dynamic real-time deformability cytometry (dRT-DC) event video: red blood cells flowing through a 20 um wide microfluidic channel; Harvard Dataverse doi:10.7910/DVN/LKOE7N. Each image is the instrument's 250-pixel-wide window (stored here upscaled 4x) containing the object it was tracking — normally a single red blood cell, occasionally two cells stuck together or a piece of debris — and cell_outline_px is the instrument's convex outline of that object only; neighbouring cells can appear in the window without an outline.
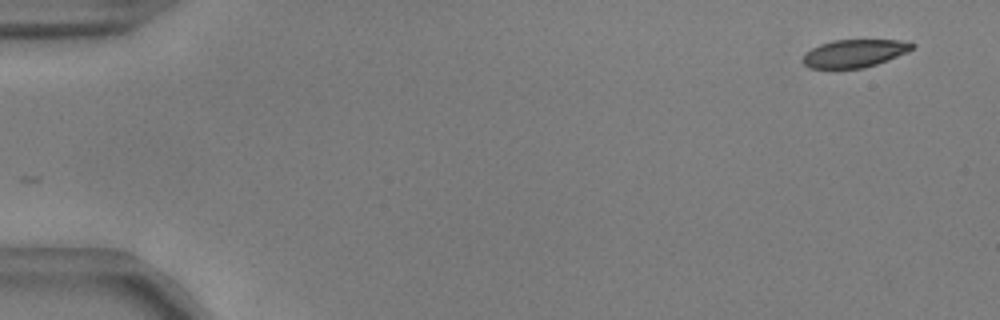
{"species": "common noctule bat (a hibernating species)", "species_latin": "Nyctalus noctula", "temperature_condition": "warm", "stored_images_in_passage": 53, "camera_frame_rate_fps": 3000, "um_per_image_px": 0.085, "animal": {"sex": "male", "body_mass_g": 17.9, "forearm_length_mm": 54.2}, "frame": {"image": 1, "passage_image": 1, "time_ms": 0.0, "image_size_px": [1000, 320], "cell_outline_px": [[916, 44], [908, 52], [888, 60], [864, 68], [832, 72], [808, 68], [800, 60], [812, 48], [820, 44], [832, 40], [900, 40]], "centroid_in_image_um": [72.55, 4.59], "position_along_channel_um": 12.5, "area_um2": 18.5}}
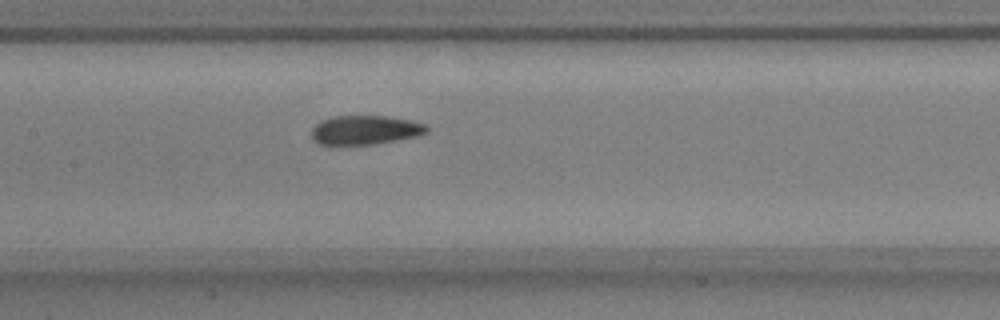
{"frame": {"image": 2, "passage_image": 25, "time_ms": 8.0, "image_size_px": [1000, 320], "cell_outline_px": [[428, 132], [420, 136], [372, 144], [316, 144], [312, 140], [312, 128], [320, 120], [332, 116], [384, 116], [412, 120], [424, 124], [428, 128]], "centroid_in_image_um": [31.03, 11.04], "position_along_channel_um": 176.4, "area_um2": 19.59}}
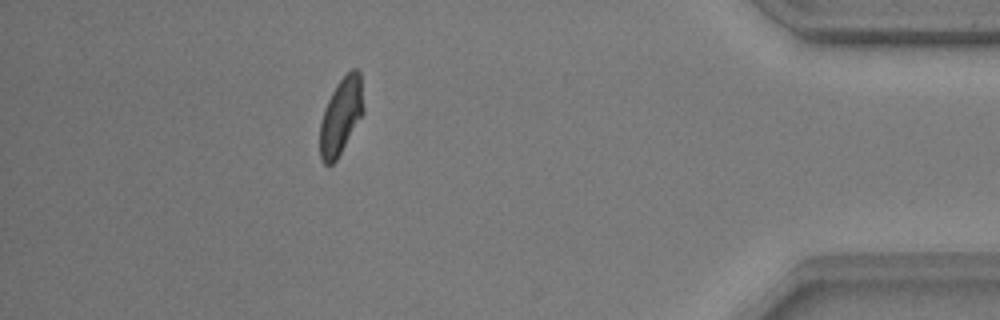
{"frame": {"image": 3, "passage_image": 47, "time_ms": 15.333, "image_size_px": [1000, 320], "cell_outline_px": [[364, 112], [336, 160], [332, 164], [324, 164], [320, 160], [320, 124], [324, 108], [336, 84], [352, 68], [356, 68], [360, 72], [364, 108]], "centroid_in_image_um": [28.98, 9.86], "position_along_channel_um": 406.2, "area_um2": 19.31}, "authors_computed_cell_mechanics": {"area_um2": 19.9988, "velocity_mm_per_s": 3.7252, "shape_relaxation_time_tau1_ms": 4.8439, "shape_relaxation_time_tau2_ms": 1.6614, "deformation_change_tau1": 0.1766, "deformation_change_tau2": 0.0713}}